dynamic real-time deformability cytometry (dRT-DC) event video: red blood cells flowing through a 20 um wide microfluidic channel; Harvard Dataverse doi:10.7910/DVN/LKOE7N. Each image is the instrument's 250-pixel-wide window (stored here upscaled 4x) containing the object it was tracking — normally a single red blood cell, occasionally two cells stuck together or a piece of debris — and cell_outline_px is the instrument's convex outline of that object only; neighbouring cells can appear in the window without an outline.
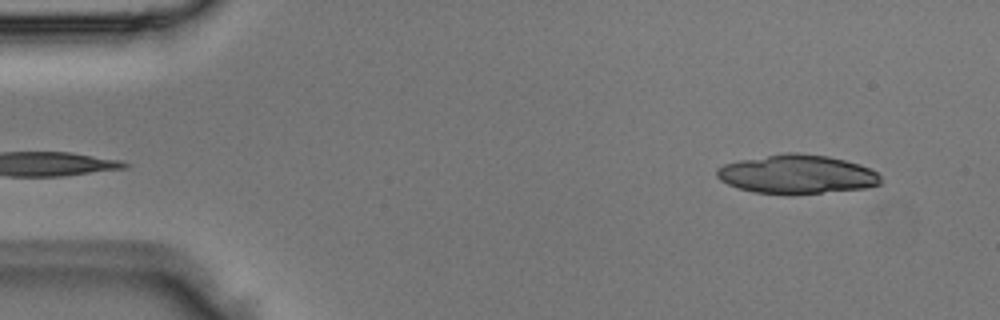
{"species": "Egyptian fruit bat (a non-hibernating species)", "species_latin": "Rousettus aegyptiacus", "temperature_condition": "room temperature", "stored_images_in_passage": 3, "camera_frame_rate_fps": 3000, "um_per_image_px": 0.085, "animal": {"sex": "male"}, "frame": {"image": 1, "passage_image": 3, "time_ms": 0.667, "image_size_px": [1000, 320], "cell_outline_px": [[880, 184], [864, 188], [792, 196], [788, 196], [756, 192], [740, 188], [728, 184], [720, 180], [716, 176], [716, 168], [724, 164], [740, 160], [784, 152], [796, 152], [828, 156], [860, 164], [876, 172], [880, 176]], "centroid_in_image_um": [67.71, 14.82], "position_along_channel_um": 17.3, "area_um2": 37.51}}